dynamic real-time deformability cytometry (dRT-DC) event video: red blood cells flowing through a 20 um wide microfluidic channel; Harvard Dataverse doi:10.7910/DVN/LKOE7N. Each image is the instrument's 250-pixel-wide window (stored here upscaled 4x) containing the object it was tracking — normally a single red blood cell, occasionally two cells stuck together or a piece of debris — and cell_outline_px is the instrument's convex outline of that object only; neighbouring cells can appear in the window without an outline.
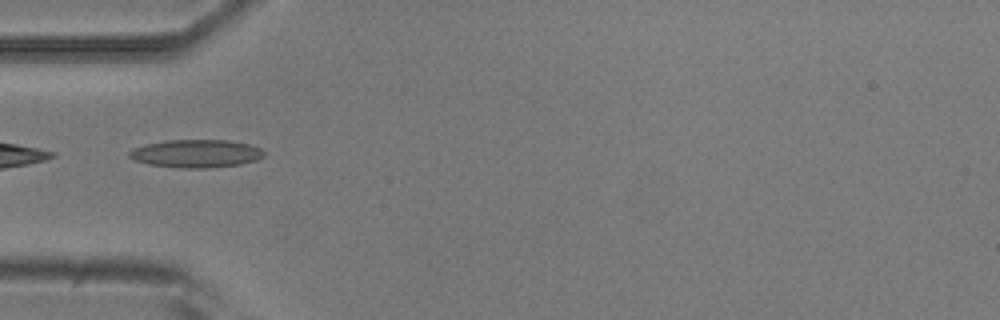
{"species": "common noctule bat (a hibernating species)", "species_latin": "Nyctalus noctula", "temperature_condition": "room temperature", "stored_images_in_passage": 40, "camera_frame_rate_fps": 3000, "um_per_image_px": 0.085, "animal": {"sex": "male", "body_mass_g": 20.5, "forearm_length_mm": 52.5}, "frame": {"image": 1, "passage_image": 3, "time_ms": 0.667, "image_size_px": [1000, 320], "cell_outline_px": [[264, 156], [256, 160], [240, 164], [208, 168], [180, 168], [148, 164], [132, 160], [128, 156], [128, 152], [132, 148], [164, 140], [228, 140], [248, 144], [260, 148], [264, 152]], "centroid_in_image_um": [16.63, 13.05], "position_along_channel_um": 68.4, "area_um2": 22.02}}
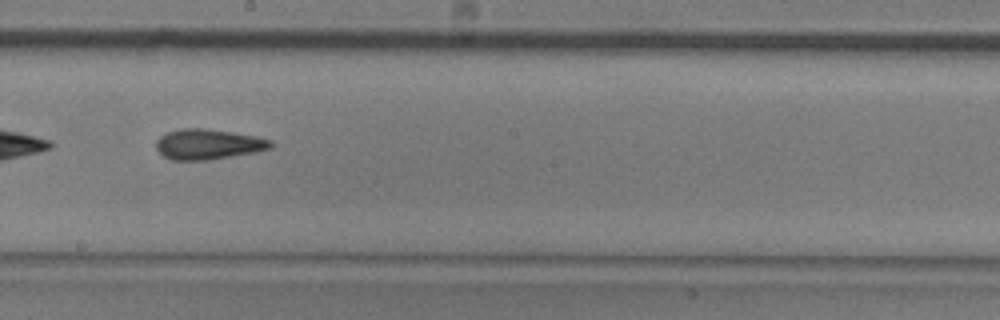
{"frame": {"image": 2, "passage_image": 16, "time_ms": 5.0, "image_size_px": [1000, 320], "cell_outline_px": [[276, 144], [272, 148], [256, 152], [208, 160], [172, 160], [164, 156], [156, 148], [156, 140], [160, 136], [168, 132], [180, 128], [204, 128], [232, 132], [256, 136], [272, 140]], "centroid_in_image_um": [17.73, 12.26], "position_along_channel_um": 230.5, "area_um2": 20.4}}
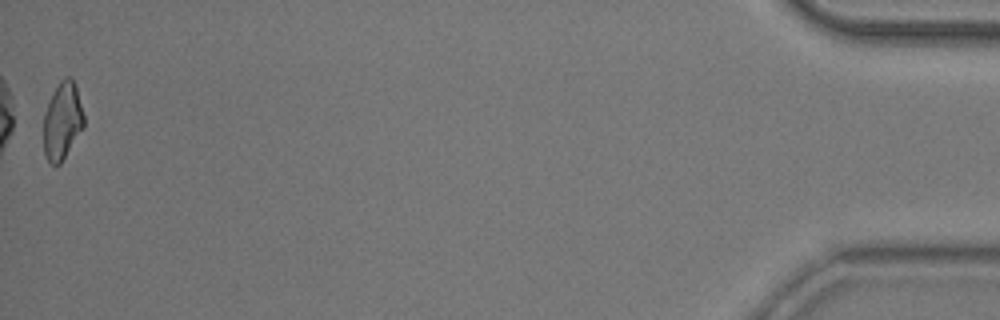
{"frame": {"image": 3, "passage_image": 40, "time_ms": 13.0, "image_size_px": [1000, 320], "cell_outline_px": [[84, 128], [60, 164], [52, 164], [48, 160], [44, 152], [44, 112], [60, 80], [64, 76], [72, 76], [76, 88], [84, 116]], "centroid_in_image_um": [5.31, 10.28], "position_along_channel_um": 429.9, "area_um2": 17.98}, "authors_computed_cell_mechanics": {"area_um2": 19.363, "velocity_mm_per_s": 3.7176, "shape_relaxation_time_tau1_ms": 6.7297, "shape_relaxation_time_tau2_ms": 3.0531, "deformation_change_tau1": 0.1739, "deformation_change_tau2": 0.1201}}